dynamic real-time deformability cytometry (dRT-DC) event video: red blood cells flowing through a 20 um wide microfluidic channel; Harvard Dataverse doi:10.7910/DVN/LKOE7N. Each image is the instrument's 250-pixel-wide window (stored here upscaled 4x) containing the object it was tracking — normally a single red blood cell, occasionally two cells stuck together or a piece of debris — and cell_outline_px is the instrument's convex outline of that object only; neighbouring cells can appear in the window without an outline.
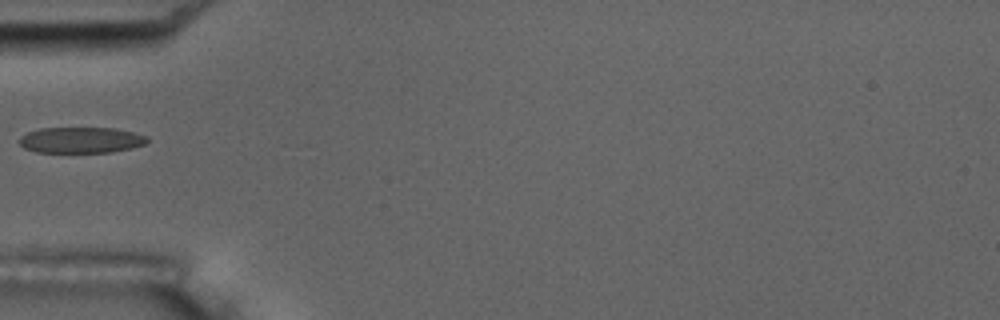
{"species": "common noctule bat (a hibernating species)", "species_latin": "Nyctalus noctula", "temperature_condition": "room temperature", "stored_images_in_passage": 6, "camera_frame_rate_fps": 3000, "um_per_image_px": 0.085, "animal": {"sex": "male", "body_mass_g": 17.5, "forearm_length_mm": 52.3}, "frame": {"image": 1, "passage_image": 1, "time_ms": 0.0, "image_size_px": [1000, 320], "cell_outline_px": [[148, 140], [144, 144], [132, 148], [112, 152], [36, 152], [24, 148], [20, 144], [20, 136], [28, 132], [40, 128], [116, 128], [148, 136]], "centroid_in_image_um": [6.89, 11.9], "position_along_channel_um": 78.1, "area_um2": 19.31}}
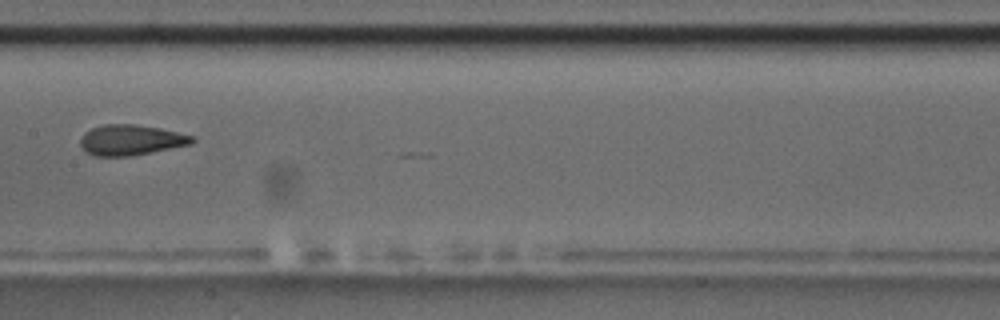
{"frame": {"image": 2, "passage_image": 4, "time_ms": 3.333, "image_size_px": [1000, 320], "cell_outline_px": [[196, 140], [192, 144], [128, 156], [96, 156], [88, 152], [80, 144], [80, 136], [84, 132], [92, 128], [104, 124], [136, 124], [160, 128], [196, 136]], "centroid_in_image_um": [11.15, 11.88], "position_along_channel_um": 196.3, "area_um2": 19.83}}